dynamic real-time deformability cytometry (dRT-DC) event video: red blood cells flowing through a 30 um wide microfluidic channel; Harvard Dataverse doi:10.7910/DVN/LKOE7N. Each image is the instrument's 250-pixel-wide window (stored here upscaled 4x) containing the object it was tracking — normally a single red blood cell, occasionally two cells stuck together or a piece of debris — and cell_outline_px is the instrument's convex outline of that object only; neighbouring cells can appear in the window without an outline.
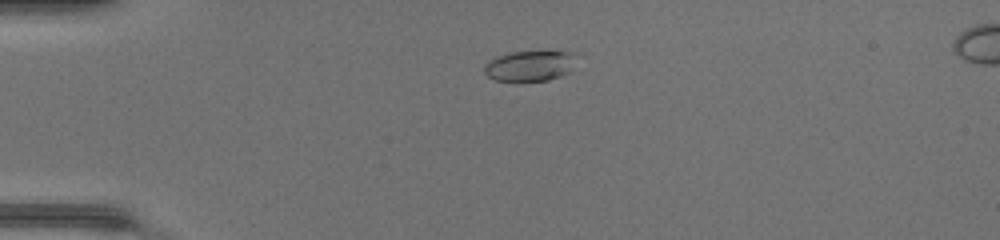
{"species": "common noctule bat (a hibernating species)", "species_latin": "Nyctalus noctula", "temperature_condition": "warm", "stored_images_in_passage": 38, "camera_frame_rate_fps": 3000, "um_per_image_px": 0.085, "animal": {"sex": "female", "body_mass_g": 17.0, "forearm_length_mm": 48.0}, "frame": {"image": 1, "passage_image": 2, "time_ms": 0.333, "image_size_px": [1000, 240], "cell_outline_px": [[568, 72], [560, 76], [548, 80], [496, 80], [488, 76], [484, 72], [484, 64], [488, 60], [496, 56], [508, 52], [568, 52]], "centroid_in_image_um": [44.82, 5.61], "position_along_channel_um": 40.2, "area_um2": 15.37}}
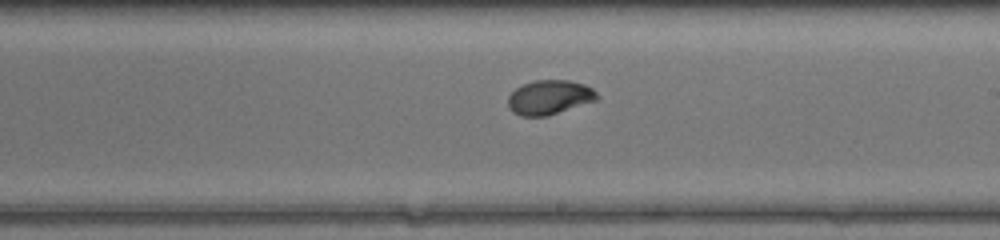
{"frame": {"image": 2, "passage_image": 19, "time_ms": 6.0, "image_size_px": [1000, 240], "cell_outline_px": [[600, 96], [596, 100], [544, 116], [520, 116], [512, 112], [508, 108], [508, 96], [516, 88], [524, 84], [536, 80], [568, 80], [584, 84], [592, 88]], "centroid_in_image_um": [46.68, 8.26], "position_along_channel_um": 242.3, "area_um2": 17.63}}
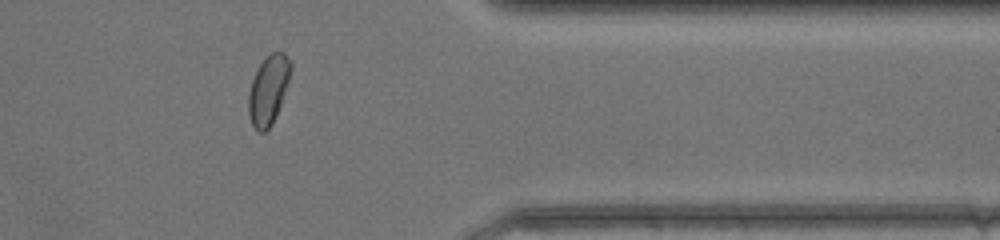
{"frame": {"image": 3, "passage_image": 30, "time_ms": 9.667, "image_size_px": [1000, 240], "cell_outline_px": [[292, 68], [288, 84], [272, 124], [264, 132], [260, 132], [252, 124], [248, 112], [248, 96], [252, 80], [260, 64], [272, 52], [284, 52], [292, 60]], "centroid_in_image_um": [22.83, 7.61], "position_along_channel_um": 388.6, "area_um2": 16.76}, "authors_computed_cell_mechanics": {"area_um2": 17.4845, "velocity_mm_per_s": 4.3299, "shape_relaxation_time_tau1_ms": 6.0485, "shape_relaxation_time_tau2_ms": 0.8568, "deformation_change_tau1": 0.209, "deformation_change_tau2": 0.0347}}